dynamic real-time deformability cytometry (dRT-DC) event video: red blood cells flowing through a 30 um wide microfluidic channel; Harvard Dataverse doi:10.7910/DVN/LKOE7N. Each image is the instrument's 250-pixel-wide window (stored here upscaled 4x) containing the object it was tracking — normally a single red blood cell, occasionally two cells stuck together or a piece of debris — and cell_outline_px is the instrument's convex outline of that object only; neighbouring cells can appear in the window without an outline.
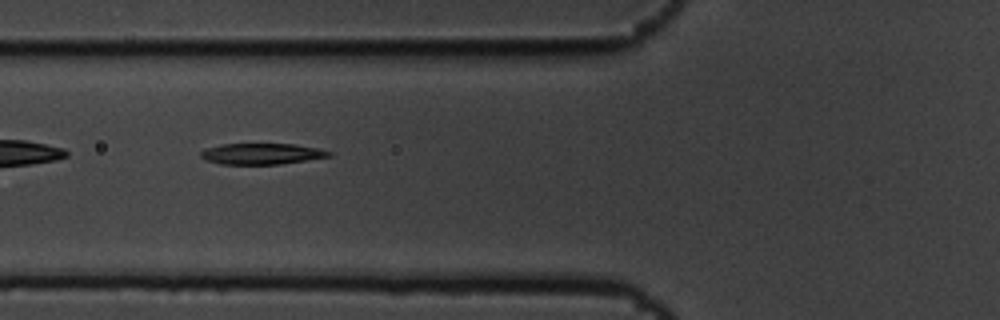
{"species": "common noctule bat (a hibernating species)", "species_latin": "Nyctalus noctula", "temperature_condition": "cold", "stored_images_in_passage": 9, "camera_frame_rate_fps": 3000, "um_per_image_px": 0.085, "animal": {"sex": "male", "body_mass_g": 19.5, "forearm_length_mm": 54.6}, "frame": {"image": 1, "passage_image": 6, "time_ms": 1.667, "image_size_px": [1000, 320], "cell_outline_px": [[332, 156], [280, 164], [220, 164], [208, 160], [200, 156], [200, 152], [204, 148], [224, 144], [296, 144], [320, 148], [332, 152]], "centroid_in_image_um": [22.27, 13.07], "position_along_channel_um": 103.5, "area_um2": 15.72}}
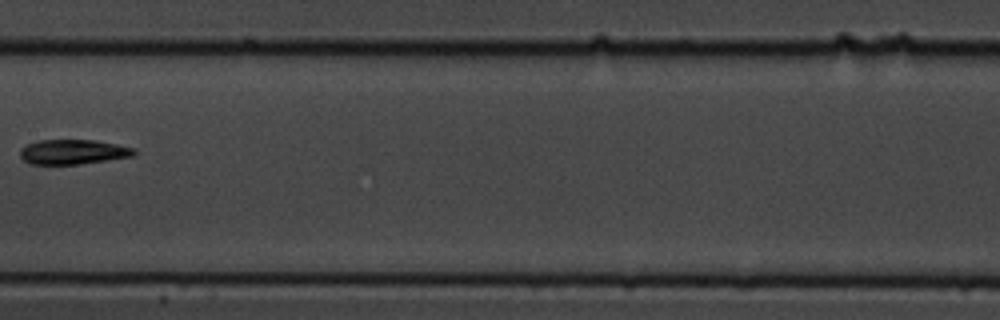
{"frame": {"image": 2, "passage_image": 8, "time_ms": 2.333, "image_size_px": [1000, 320], "cell_outline_px": [[136, 152], [132, 156], [76, 164], [28, 164], [20, 156], [20, 148], [28, 144], [40, 140], [92, 140], [116, 144], [136, 148]], "centroid_in_image_um": [6.18, 12.9], "position_along_channel_um": 201.2, "area_um2": 16.24}}
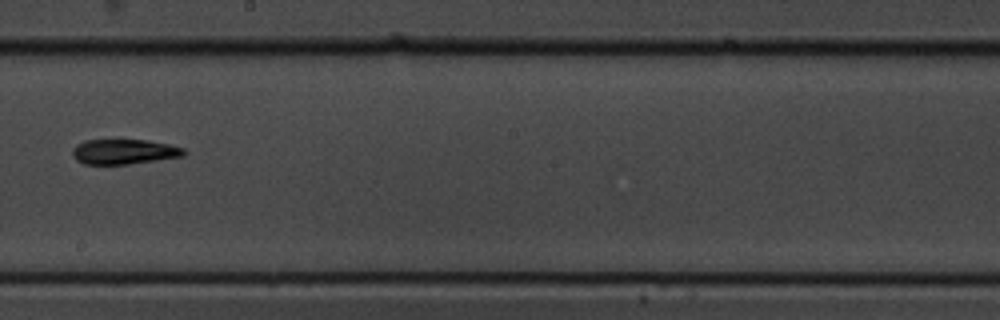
{"frame": {"image": 3, "passage_image": 9, "time_ms": 2.667, "image_size_px": [1000, 320], "cell_outline_px": [[188, 152], [184, 156], [128, 164], [84, 164], [76, 160], [72, 156], [72, 148], [76, 144], [84, 140], [148, 140], [168, 144], [184, 148]], "centroid_in_image_um": [10.53, 12.89], "position_along_channel_um": 237.7, "area_um2": 16.36}}